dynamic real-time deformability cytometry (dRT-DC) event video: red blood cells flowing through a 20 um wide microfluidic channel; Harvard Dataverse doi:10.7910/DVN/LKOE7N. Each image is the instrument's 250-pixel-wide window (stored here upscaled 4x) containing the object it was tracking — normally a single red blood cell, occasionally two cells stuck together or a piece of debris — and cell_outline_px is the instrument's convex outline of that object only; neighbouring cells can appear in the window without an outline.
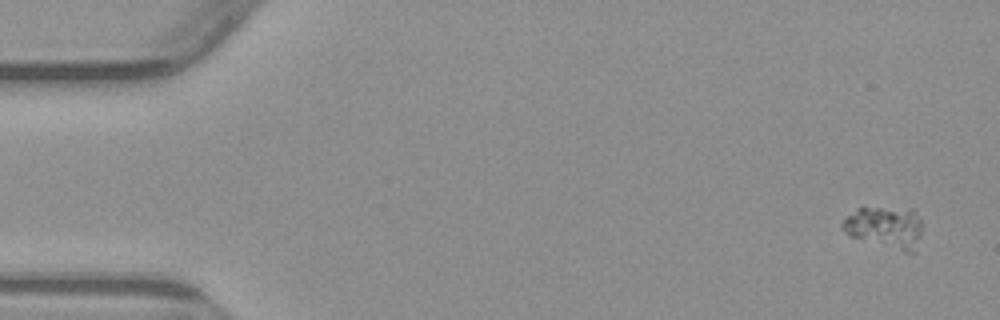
{"species": "common noctule bat (a hibernating species)", "species_latin": "Nyctalus noctula", "temperature_condition": "warm", "stored_images_in_passage": 4, "camera_frame_rate_fps": 3000, "um_per_image_px": 0.085, "animal": {"sex": "male", "body_mass_g": 23.1, "forearm_length_mm": 52.7}, "frame": {"image": 1, "passage_image": 1, "time_ms": 0.0, "image_size_px": [1000, 320], "cell_outline_px": [[920, 236], [916, 252], [904, 252], [848, 236], [840, 228], [840, 224], [856, 208], [912, 208], [920, 220]], "centroid_in_image_um": [75.21, 19.33], "position_along_channel_um": 9.8, "area_um2": 19.54}}
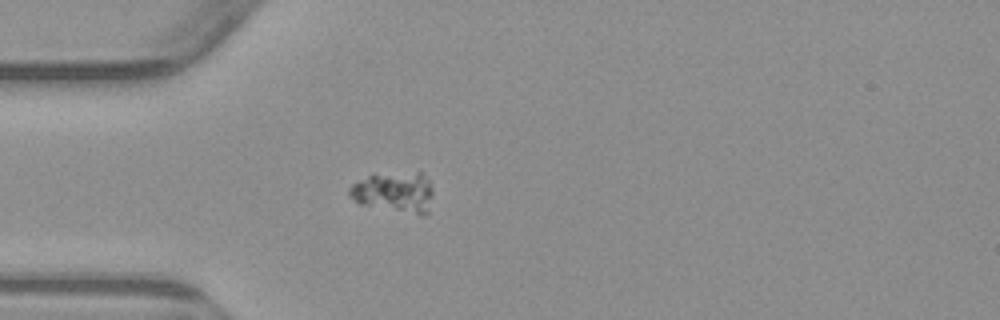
{"frame": {"image": 2, "passage_image": 4, "time_ms": 4.333, "image_size_px": [1000, 320], "cell_outline_px": [[432, 192], [428, 212], [416, 212], [360, 204], [348, 192], [348, 188], [352, 184], [368, 176], [416, 172], [420, 172], [428, 180], [432, 188]], "centroid_in_image_um": [33.51, 16.29], "position_along_channel_um": 51.5, "area_um2": 18.55}}